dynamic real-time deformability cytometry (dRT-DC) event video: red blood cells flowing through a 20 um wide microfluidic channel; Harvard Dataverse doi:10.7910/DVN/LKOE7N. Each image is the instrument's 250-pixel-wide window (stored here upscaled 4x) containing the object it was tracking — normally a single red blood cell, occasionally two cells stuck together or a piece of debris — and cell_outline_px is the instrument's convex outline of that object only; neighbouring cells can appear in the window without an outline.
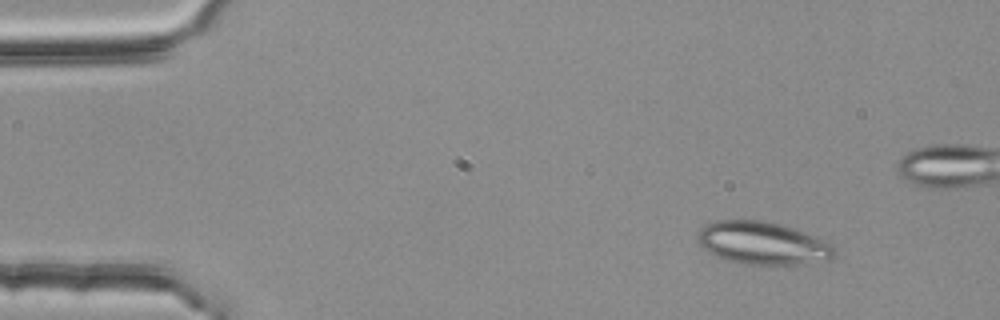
{"species": "common noctule bat (a hibernating species)", "species_latin": "Nyctalus noctula", "temperature_condition": "room temperature", "stored_images_in_passage": 4, "camera_frame_rate_fps": 3000, "um_per_image_px": 0.085, "animal": {"sex": "female", "body_mass_g": 25.1}, "frame": {"image": 1, "passage_image": 1, "time_ms": 0.0, "image_size_px": [1000, 320], "cell_outline_px": [[836, 256], [832, 260], [804, 264], [748, 264], [728, 260], [716, 256], [704, 248], [696, 240], [700, 228], [716, 220], [764, 220], [780, 224], [816, 236], [832, 244], [836, 252]], "centroid_in_image_um": [64.87, 20.67], "position_along_channel_um": 20.1, "area_um2": 34.1}}